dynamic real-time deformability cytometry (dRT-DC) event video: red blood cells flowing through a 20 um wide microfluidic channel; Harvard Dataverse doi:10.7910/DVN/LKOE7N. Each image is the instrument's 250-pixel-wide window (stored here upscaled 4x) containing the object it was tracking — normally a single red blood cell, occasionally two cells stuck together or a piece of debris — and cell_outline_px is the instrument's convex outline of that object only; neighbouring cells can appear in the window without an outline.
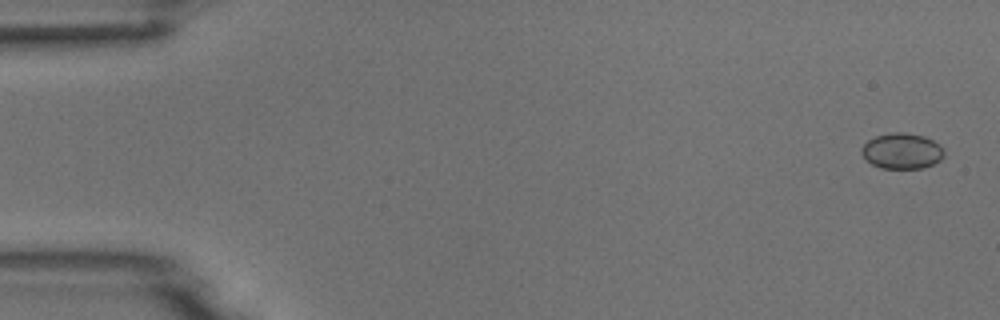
{"species": "common noctule bat (a hibernating species)", "species_latin": "Nyctalus noctula", "temperature_condition": "room temperature", "stored_images_in_passage": 5, "camera_frame_rate_fps": 3000, "um_per_image_px": 0.085, "animal": {"sex": "male", "body_mass_g": 18.8}, "frame": {"image": 1, "passage_image": 1, "time_ms": 0.0, "image_size_px": [1000, 320], "cell_outline_px": [[944, 156], [940, 160], [924, 168], [880, 168], [872, 164], [860, 152], [860, 148], [868, 140], [876, 136], [892, 132], [904, 132], [924, 136], [932, 140], [944, 148]], "centroid_in_image_um": [76.66, 12.83], "position_along_channel_um": 8.3, "area_um2": 17.17}}
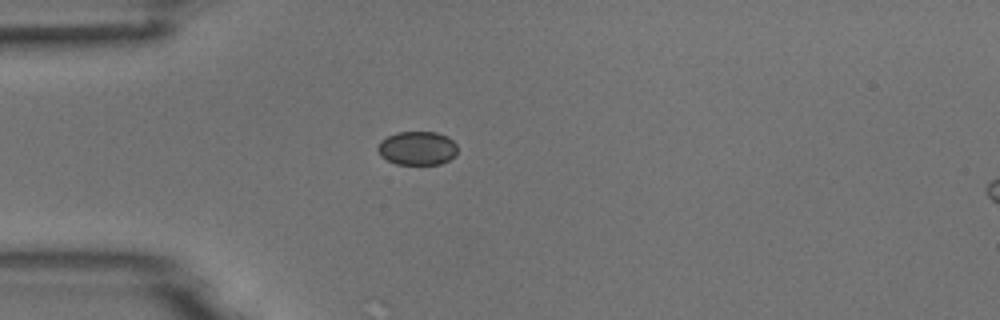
{"frame": {"image": 2, "passage_image": 4, "time_ms": 4.333, "image_size_px": [1000, 320], "cell_outline_px": [[456, 156], [440, 164], [396, 164], [380, 156], [376, 148], [380, 140], [396, 132], [436, 132], [448, 136], [456, 144]], "centroid_in_image_um": [35.45, 12.59], "position_along_channel_um": 49.5, "area_um2": 15.78}}